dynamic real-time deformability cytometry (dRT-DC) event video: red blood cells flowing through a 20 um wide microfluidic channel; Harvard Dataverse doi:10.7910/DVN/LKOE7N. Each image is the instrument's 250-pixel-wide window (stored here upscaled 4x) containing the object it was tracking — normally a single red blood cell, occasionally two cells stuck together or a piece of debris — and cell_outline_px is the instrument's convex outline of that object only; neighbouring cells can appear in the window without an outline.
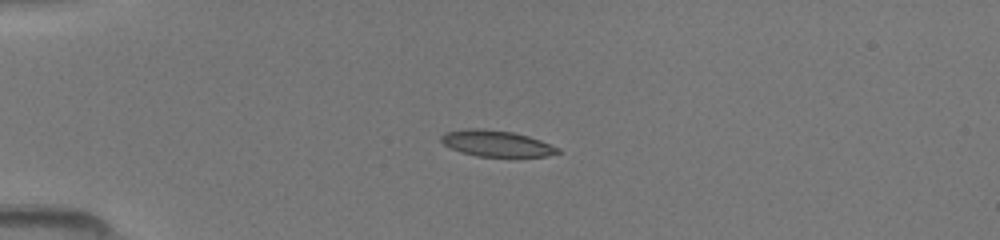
{"species": "common noctule bat (a hibernating species)", "species_latin": "Nyctalus noctula", "temperature_condition": "room temperature", "stored_images_in_passage": 38, "camera_frame_rate_fps": 3000, "um_per_image_px": 0.085, "animal": {"sex": "female", "body_mass_g": 19.5, "forearm_length_mm": 54.1}, "frame": {"image": 1, "passage_image": 1, "time_ms": 0.0, "image_size_px": [1000, 240], "cell_outline_px": [[560, 152], [548, 156], [476, 156], [460, 152], [444, 144], [440, 140], [440, 136], [444, 132], [468, 128], [480, 128], [512, 132], [528, 136], [540, 140], [560, 148]], "centroid_in_image_um": [42.17, 12.19], "position_along_channel_um": 42.8, "area_um2": 17.69}}
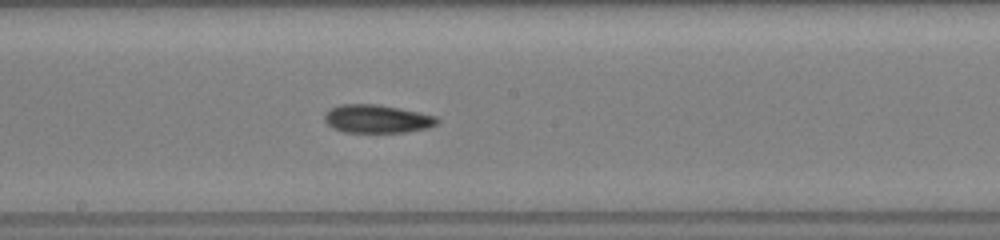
{"frame": {"image": 2, "passage_image": 16, "time_ms": 5.0, "image_size_px": [1000, 240], "cell_outline_px": [[440, 120], [436, 124], [428, 128], [404, 132], [344, 132], [332, 128], [324, 120], [324, 116], [328, 108], [340, 104], [380, 104], [420, 112], [436, 116]], "centroid_in_image_um": [32.03, 10.09], "position_along_channel_um": 216.2, "area_um2": 18.73}}
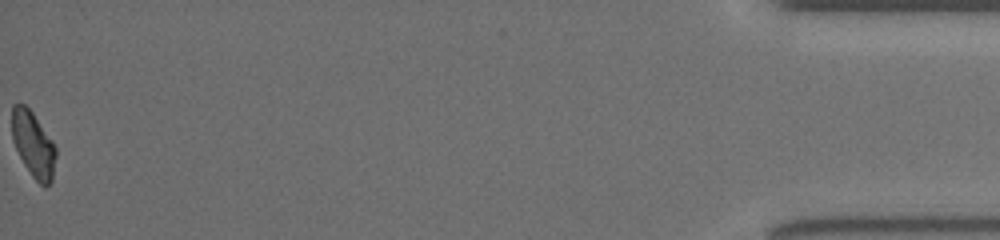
{"frame": {"image": 3, "passage_image": 38, "time_ms": 12.333, "image_size_px": [1000, 240], "cell_outline_px": [[56, 156], [52, 180], [44, 188], [32, 176], [24, 164], [12, 140], [12, 104], [24, 104], [32, 112], [52, 140], [56, 148]], "centroid_in_image_um": [2.83, 12.28], "position_along_channel_um": 432.4, "area_um2": 16.65}}